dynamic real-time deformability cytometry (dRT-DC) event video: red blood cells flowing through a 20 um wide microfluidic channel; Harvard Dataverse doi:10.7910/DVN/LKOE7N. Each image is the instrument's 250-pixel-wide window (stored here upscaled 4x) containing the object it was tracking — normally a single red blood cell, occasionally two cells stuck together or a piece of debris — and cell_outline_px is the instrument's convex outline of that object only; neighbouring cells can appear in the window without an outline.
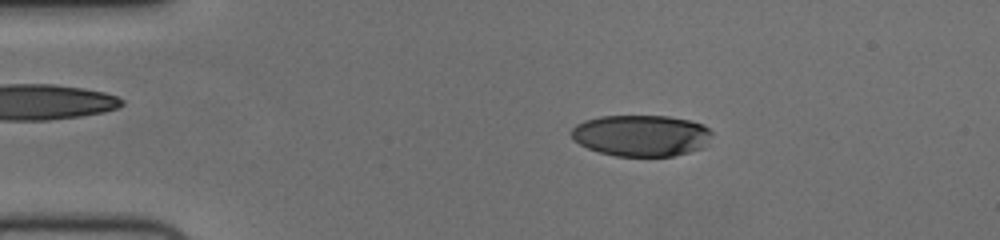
{"species": "human", "species_latin": "Homo sapiens", "temperature_condition": "cold", "stored_images_in_passage": 55, "camera_frame_rate_fps": 3000, "um_per_image_px": 0.085, "donor": {"sex": "female"}, "frame": {"image": 1, "passage_image": 10, "time_ms": 3.0, "image_size_px": [1000, 240], "cell_outline_px": [[712, 136], [704, 148], [672, 156], [616, 156], [600, 152], [588, 148], [580, 144], [572, 136], [572, 128], [576, 124], [584, 120], [600, 116], [668, 116], [688, 120], [704, 124], [712, 132]], "centroid_in_image_um": [54.53, 11.52], "position_along_channel_um": 30.5, "area_um2": 33.93}}
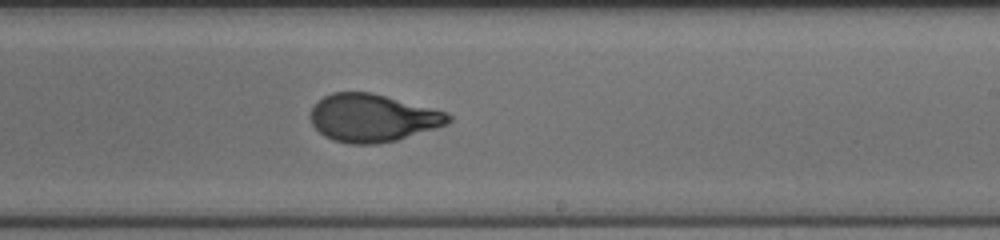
{"frame": {"image": 2, "passage_image": 33, "time_ms": 10.667, "image_size_px": [1000, 240], "cell_outline_px": [[452, 120], [448, 124], [436, 128], [396, 140], [376, 144], [348, 144], [332, 140], [324, 136], [312, 124], [308, 116], [316, 100], [332, 92], [372, 92], [448, 112], [452, 116]], "centroid_in_image_um": [31.65, 10.02], "position_along_channel_um": 257.3, "area_um2": 38.73}}
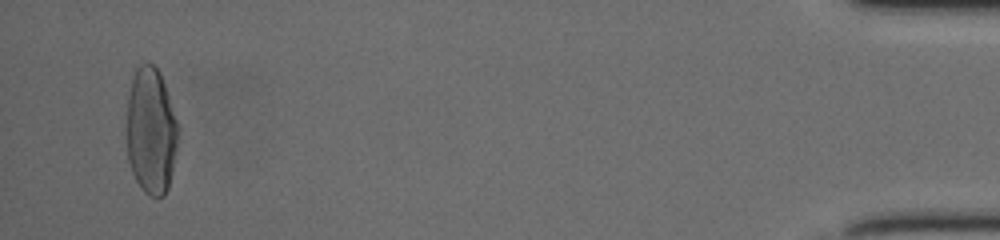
{"frame": {"image": 3, "passage_image": 53, "time_ms": 17.333, "image_size_px": [1000, 240], "cell_outline_px": [[176, 148], [168, 188], [164, 196], [156, 200], [148, 196], [140, 188], [132, 172], [128, 160], [128, 96], [132, 72], [144, 60], [148, 60], [160, 72], [176, 120]], "centroid_in_image_um": [12.81, 11.13], "position_along_channel_um": 422.4, "area_um2": 37.74}, "authors_computed_cell_mechanics": {"area_um2": 37.9168, "velocity_mm_per_s": 3.7279, "shape_relaxation_time_tau1_ms": 4.3989, "shape_relaxation_time_tau2_ms": 0.8294, "deformation_change_tau1": 0.2162, "deformation_change_tau2": 0.0594}}